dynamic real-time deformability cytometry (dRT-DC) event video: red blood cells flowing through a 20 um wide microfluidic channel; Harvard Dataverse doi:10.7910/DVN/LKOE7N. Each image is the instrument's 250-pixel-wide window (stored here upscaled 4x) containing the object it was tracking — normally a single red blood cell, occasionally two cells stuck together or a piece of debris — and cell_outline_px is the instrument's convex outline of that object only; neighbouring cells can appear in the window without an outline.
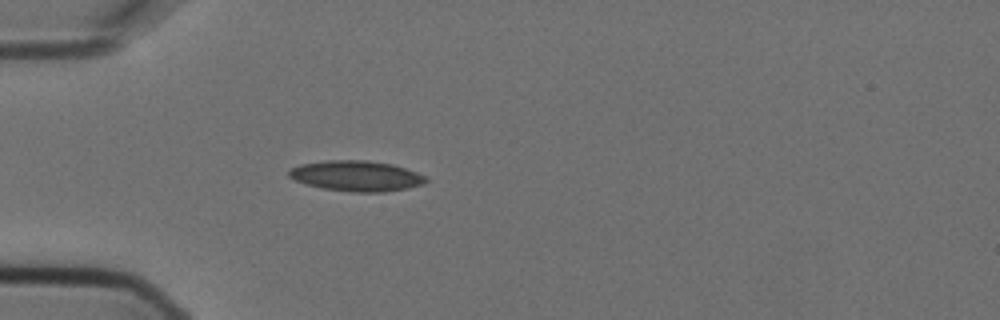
{"species": "Egyptian fruit bat (a non-hibernating species)", "species_latin": "Rousettus aegyptiacus", "temperature_condition": "cold", "stored_images_in_passage": 4, "camera_frame_rate_fps": 3000, "um_per_image_px": 0.085, "animal": {"sex": "female"}, "frame": {"image": 1, "passage_image": 4, "time_ms": 1.0, "image_size_px": [1000, 320], "cell_outline_px": [[428, 180], [424, 184], [408, 188], [384, 192], [352, 192], [324, 188], [308, 184], [296, 180], [288, 176], [288, 172], [292, 168], [300, 164], [328, 160], [368, 160], [392, 164], [416, 172], [424, 176]], "centroid_in_image_um": [30.31, 14.95], "position_along_channel_um": 54.7, "area_um2": 24.16}}